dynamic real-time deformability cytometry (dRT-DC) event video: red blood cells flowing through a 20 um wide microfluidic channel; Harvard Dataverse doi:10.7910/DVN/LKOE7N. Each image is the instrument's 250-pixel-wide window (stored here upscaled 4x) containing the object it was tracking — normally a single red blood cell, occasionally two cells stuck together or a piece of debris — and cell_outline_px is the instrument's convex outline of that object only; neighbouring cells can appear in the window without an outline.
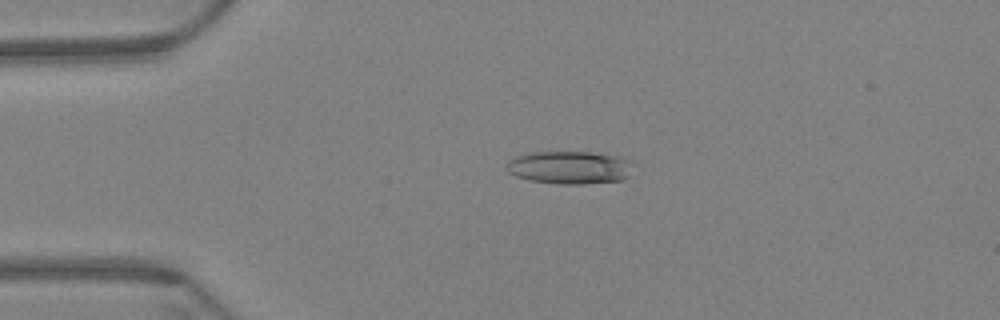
{"species": "Egyptian fruit bat (a non-hibernating species)", "species_latin": "Rousettus aegyptiacus", "temperature_condition": "warm", "stored_images_in_passage": 47, "camera_frame_rate_fps": 3000, "um_per_image_px": 0.085, "animal": {"sex": "female"}, "frame": {"image": 1, "passage_image": 1, "time_ms": 0.0, "image_size_px": [1000, 320], "cell_outline_px": [[628, 176], [624, 180], [584, 184], [560, 184], [528, 180], [516, 176], [508, 172], [504, 168], [508, 160], [516, 156], [532, 152], [592, 152], [612, 156], [624, 160]], "centroid_in_image_um": [48.25, 14.25], "position_along_channel_um": 36.8, "area_um2": 23.76}}
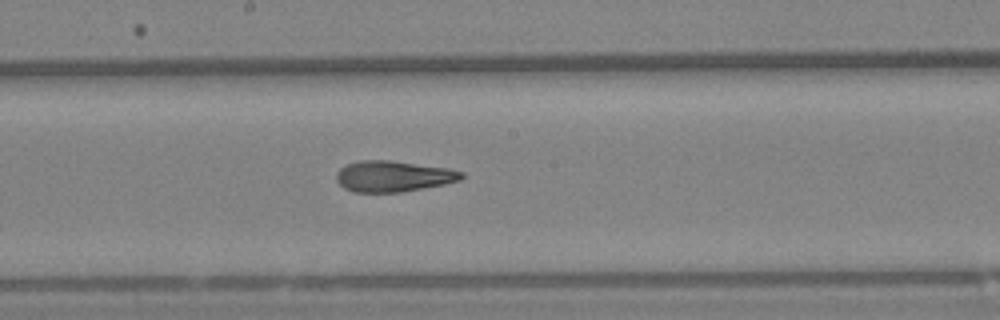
{"frame": {"image": 2, "passage_image": 20, "time_ms": 6.333, "image_size_px": [1000, 320], "cell_outline_px": [[464, 176], [460, 180], [444, 184], [400, 192], [352, 192], [344, 188], [336, 180], [336, 172], [340, 168], [348, 164], [360, 160], [388, 160], [448, 168], [464, 172]], "centroid_in_image_um": [33.41, 14.98], "position_along_channel_um": 214.8, "area_um2": 22.48}}
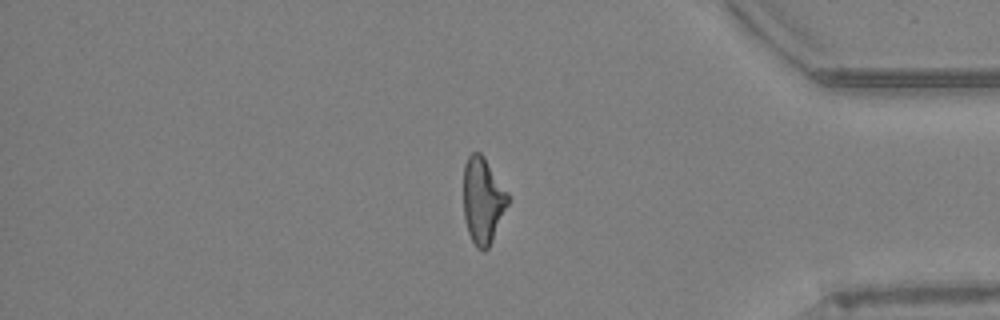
{"frame": {"image": 3, "passage_image": 38, "time_ms": 12.333, "image_size_px": [1000, 320], "cell_outline_px": [[508, 204], [492, 240], [488, 248], [484, 252], [476, 248], [468, 232], [464, 216], [464, 164], [468, 156], [472, 152], [480, 152], [484, 156], [508, 192]], "centroid_in_image_um": [41.03, 17.03], "position_along_channel_um": 394.2, "area_um2": 22.25}, "authors_computed_cell_mechanics": {"area_um2": 22.6576, "velocity_mm_per_s": 3.4193, "shape_relaxation_time_tau1_ms": null, "shape_relaxation_time_tau2_ms": 2.8361, "deformation_change_tau1": null, "deformation_change_tau2": 0.127}}